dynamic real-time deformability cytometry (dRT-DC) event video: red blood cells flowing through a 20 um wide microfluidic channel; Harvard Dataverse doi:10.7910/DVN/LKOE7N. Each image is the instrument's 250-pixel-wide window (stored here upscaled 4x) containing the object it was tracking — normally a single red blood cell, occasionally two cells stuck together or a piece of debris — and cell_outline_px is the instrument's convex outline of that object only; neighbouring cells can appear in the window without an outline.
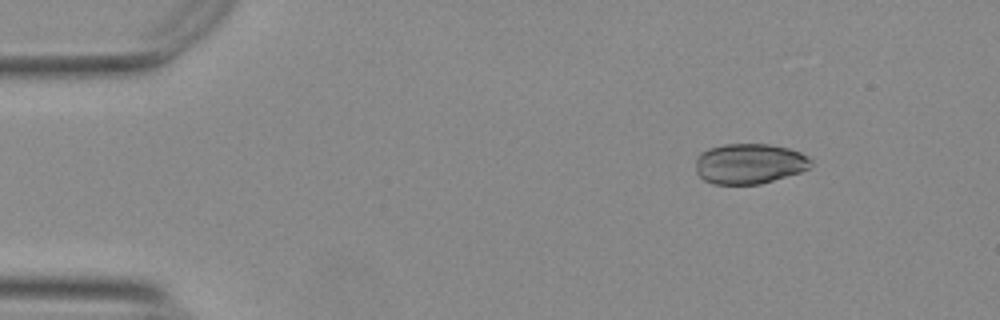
{"species": "Egyptian fruit bat (a non-hibernating species)", "species_latin": "Rousettus aegyptiacus", "temperature_condition": "warm", "stored_images_in_passage": 10, "camera_frame_rate_fps": 3000, "um_per_image_px": 0.085, "animal": {"sex": "female"}, "frame": {"image": 1, "passage_image": 1, "time_ms": 0.0, "image_size_px": [1000, 320], "cell_outline_px": [[812, 164], [808, 168], [800, 172], [760, 184], [712, 184], [704, 180], [696, 172], [696, 156], [700, 152], [708, 148], [724, 144], [768, 144], [788, 148], [800, 152], [808, 156], [812, 160]], "centroid_in_image_um": [63.67, 13.91], "position_along_channel_um": 21.3, "area_um2": 27.22}}
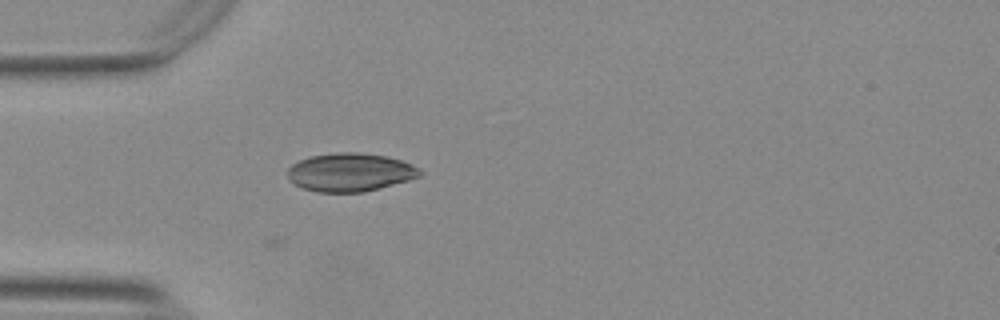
{"frame": {"image": 2, "passage_image": 10, "time_ms": 3.0, "image_size_px": [1000, 320], "cell_outline_px": [[424, 172], [420, 176], [408, 180], [380, 188], [364, 192], [316, 192], [304, 188], [288, 180], [288, 168], [292, 164], [300, 160], [312, 156], [340, 152], [356, 152], [388, 156], [400, 160], [420, 168]], "centroid_in_image_um": [29.78, 14.64], "position_along_channel_um": 55.2, "area_um2": 29.48}}